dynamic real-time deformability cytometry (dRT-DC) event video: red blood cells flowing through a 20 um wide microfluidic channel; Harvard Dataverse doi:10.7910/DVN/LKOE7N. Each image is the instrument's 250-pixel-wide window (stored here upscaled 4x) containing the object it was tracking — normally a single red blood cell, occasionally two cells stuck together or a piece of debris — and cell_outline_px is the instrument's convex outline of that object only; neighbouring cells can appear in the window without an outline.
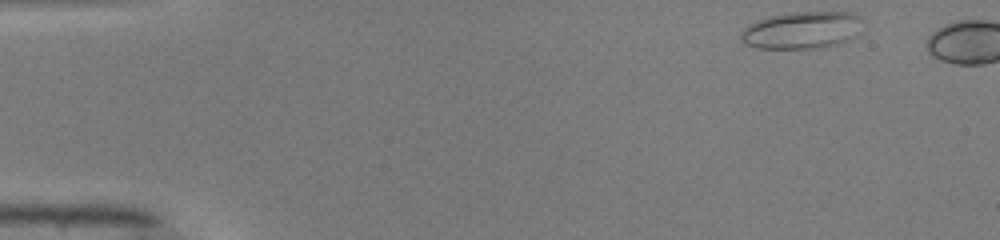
{"species": "common noctule bat (a hibernating species)", "species_latin": "Nyctalus noctula", "temperature_condition": "warm", "stored_images_in_passage": 4, "camera_frame_rate_fps": 3000, "um_per_image_px": 0.085, "animal": {"sex": "male", "body_mass_g": 19.0, "forearm_length_mm": 50.8}, "frame": {"image": 1, "passage_image": 1, "time_ms": 0.0, "image_size_px": [1000, 240], "cell_outline_px": [[860, 20], [856, 36], [848, 40], [836, 44], [820, 48], [756, 48], [744, 44], [740, 40], [740, 32], [748, 24], [756, 20], [768, 16], [792, 12], [852, 12], [860, 16]], "centroid_in_image_um": [68.09, 2.56], "position_along_channel_um": 16.9, "area_um2": 26.47}}